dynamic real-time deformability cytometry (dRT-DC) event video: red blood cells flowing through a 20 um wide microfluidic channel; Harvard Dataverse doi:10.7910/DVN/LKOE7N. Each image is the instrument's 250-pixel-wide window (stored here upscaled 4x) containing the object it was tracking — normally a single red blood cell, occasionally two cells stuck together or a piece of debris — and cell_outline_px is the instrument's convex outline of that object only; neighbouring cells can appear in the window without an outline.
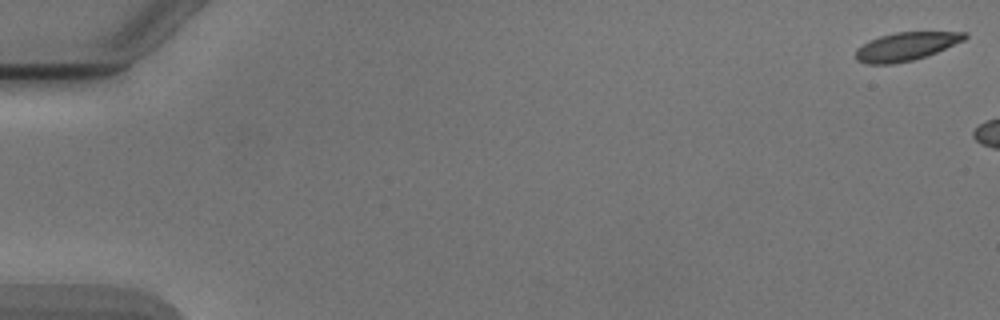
{"species": "Egyptian fruit bat (a non-hibernating species)", "species_latin": "Rousettus aegyptiacus", "temperature_condition": "cold", "stored_images_in_passage": 16, "camera_frame_rate_fps": 3000, "um_per_image_px": 0.085, "animal": {"sex": "male"}, "frame": {"image": 1, "passage_image": 1, "time_ms": 0.0, "image_size_px": [1000, 320], "cell_outline_px": [[968, 36], [964, 40], [936, 52], [912, 60], [896, 64], [864, 64], [856, 60], [856, 48], [868, 40], [880, 36], [896, 32], [968, 32]], "centroid_in_image_um": [76.96, 3.95], "position_along_channel_um": 8.0, "area_um2": 17.98}}
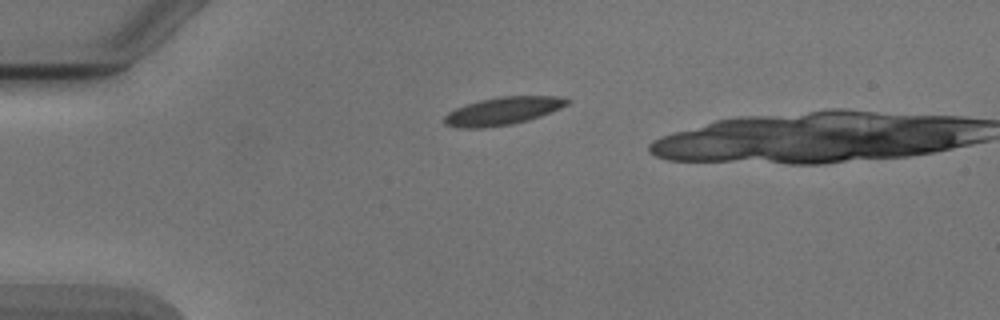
{"frame": {"image": 2, "passage_image": 14, "time_ms": 4.333, "image_size_px": [1000, 320], "cell_outline_px": [[572, 100], [568, 104], [560, 108], [540, 116], [528, 120], [512, 124], [484, 128], [456, 128], [444, 124], [444, 116], [448, 112], [464, 104], [480, 100], [500, 96], [560, 96]], "centroid_in_image_um": [42.72, 9.43], "position_along_channel_um": 42.3, "area_um2": 20.06}}